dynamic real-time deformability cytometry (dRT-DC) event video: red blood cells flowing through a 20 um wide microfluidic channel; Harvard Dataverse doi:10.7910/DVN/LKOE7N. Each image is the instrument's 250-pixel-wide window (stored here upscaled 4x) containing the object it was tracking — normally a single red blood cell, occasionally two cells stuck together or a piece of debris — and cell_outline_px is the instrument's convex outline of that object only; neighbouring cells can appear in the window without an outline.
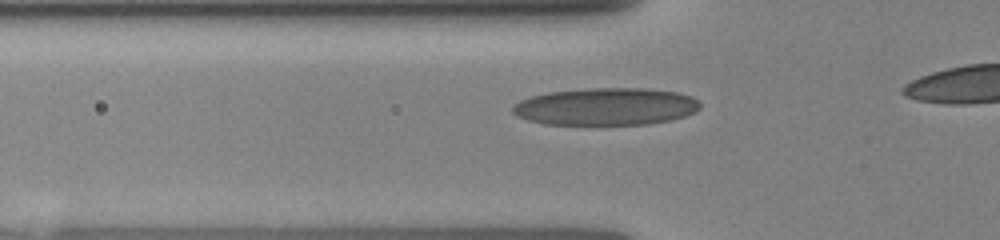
{"species": "human", "species_latin": "Homo sapiens", "temperature_condition": "room temperature", "stored_images_in_passage": 24, "camera_frame_rate_fps": 3000, "um_per_image_px": 0.085, "donor": {"sex": "female"}, "frame": {"image": 1, "passage_image": 8, "time_ms": 1.667, "image_size_px": [1000, 240], "cell_outline_px": [[700, 108], [684, 116], [672, 120], [648, 124], [544, 124], [528, 120], [516, 116], [512, 112], [512, 108], [520, 100], [532, 96], [548, 92], [592, 88], [648, 88], [676, 92], [692, 96], [700, 104]], "centroid_in_image_um": [51.5, 9.05], "position_along_channel_um": 74.3, "area_um2": 40.69}}
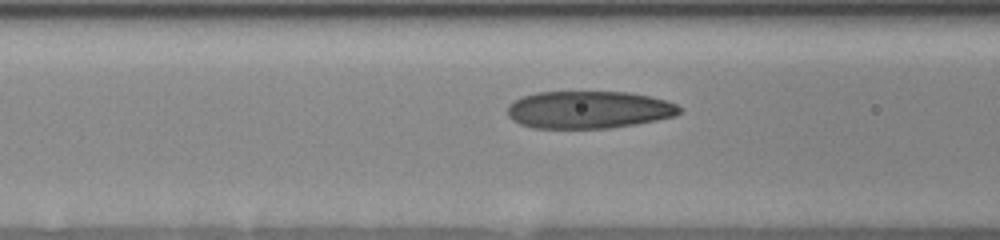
{"frame": {"image": 2, "passage_image": 13, "time_ms": 2.667, "image_size_px": [1000, 240], "cell_outline_px": [[684, 108], [676, 116], [636, 124], [608, 128], [532, 128], [520, 124], [512, 120], [508, 116], [508, 104], [520, 96], [536, 92], [628, 92], [648, 96], [664, 100], [676, 104]], "centroid_in_image_um": [50.02, 9.33], "position_along_channel_um": 116.6, "area_um2": 37.74}}
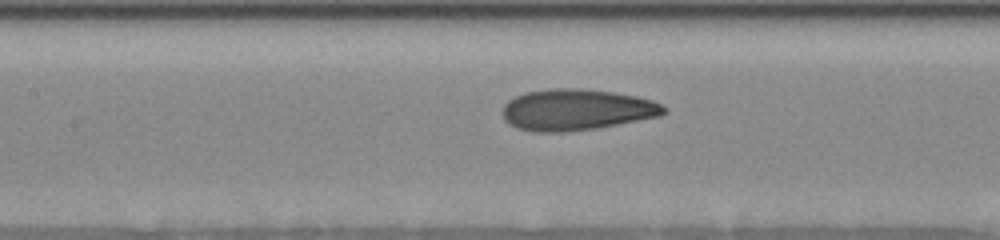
{"frame": {"image": 3, "passage_image": 20, "time_ms": 3.667, "image_size_px": [1000, 240], "cell_outline_px": [[668, 112], [660, 116], [596, 128], [560, 132], [536, 132], [516, 128], [504, 120], [500, 112], [504, 104], [508, 100], [524, 92], [548, 88], [584, 88], [612, 92], [636, 96], [652, 100], [668, 108]], "centroid_in_image_um": [48.97, 9.32], "position_along_channel_um": 158.4, "area_um2": 39.07}}